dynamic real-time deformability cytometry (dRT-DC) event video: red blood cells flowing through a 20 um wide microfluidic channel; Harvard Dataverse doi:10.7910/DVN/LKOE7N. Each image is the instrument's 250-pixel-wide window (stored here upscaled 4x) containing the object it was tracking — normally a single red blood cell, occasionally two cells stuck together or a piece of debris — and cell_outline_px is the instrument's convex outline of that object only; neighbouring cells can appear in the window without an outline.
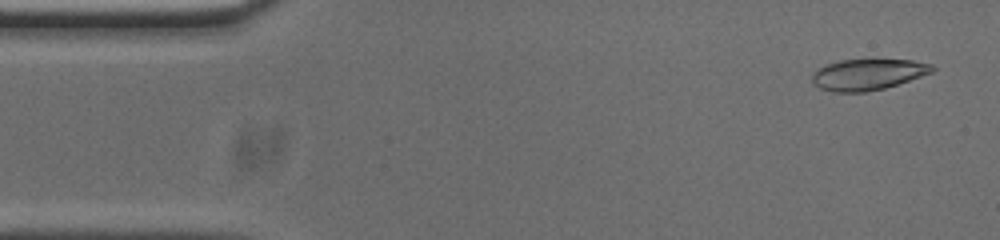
{"species": "common noctule bat (a hibernating species)", "species_latin": "Nyctalus noctula", "temperature_condition": "cold", "stored_images_in_passage": 52, "camera_frame_rate_fps": 3000, "um_per_image_px": 0.085, "animal": {"sex": "male", "body_mass_g": 20.0, "forearm_length_mm": 53.3}, "frame": {"image": 1, "passage_image": 2, "time_ms": 0.333, "image_size_px": [1000, 240], "cell_outline_px": [[936, 68], [932, 72], [884, 88], [864, 92], [832, 92], [820, 88], [812, 84], [812, 72], [816, 68], [840, 60], [912, 60], [932, 64]], "centroid_in_image_um": [73.71, 6.33], "position_along_channel_um": 11.3, "area_um2": 21.62}}
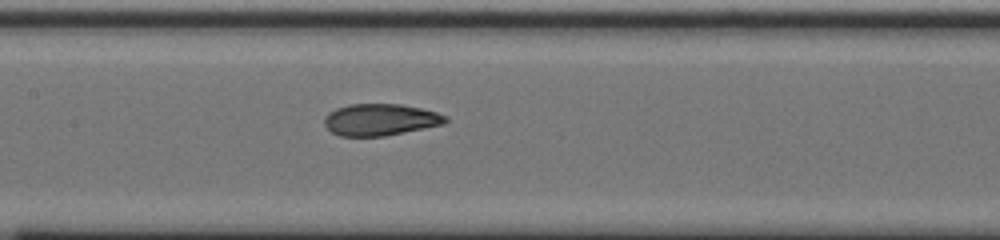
{"frame": {"image": 2, "passage_image": 23, "time_ms": 7.333, "image_size_px": [1000, 240], "cell_outline_px": [[448, 120], [444, 124], [384, 136], [340, 136], [332, 132], [324, 124], [324, 116], [328, 112], [336, 108], [348, 104], [400, 104], [420, 108], [436, 112], [448, 116]], "centroid_in_image_um": [32.31, 10.17], "position_along_channel_um": 175.1, "area_um2": 22.43}}
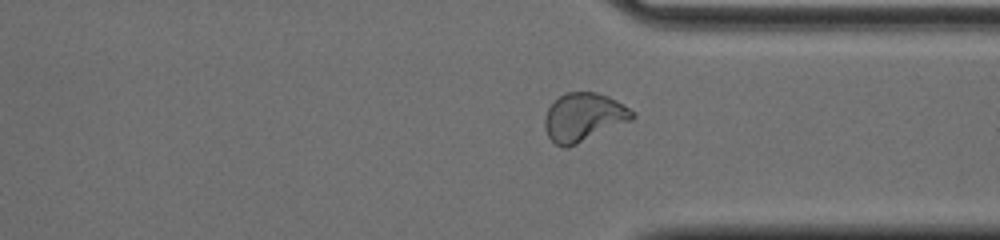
{"frame": {"image": 3, "passage_image": 38, "time_ms": 12.333, "image_size_px": [1000, 240], "cell_outline_px": [[636, 116], [632, 120], [568, 148], [564, 148], [556, 144], [548, 136], [544, 128], [544, 120], [548, 108], [560, 96], [568, 92], [596, 92], [608, 96], [616, 100], [636, 112]], "centroid_in_image_um": [49.62, 9.97], "position_along_channel_um": 361.8, "area_um2": 24.68}, "authors_computed_cell_mechanics": {"area_um2": 22.9755, "velocity_mm_per_s": 3.7596, "shape_relaxation_time_tau1_ms": 9.6215, "shape_relaxation_time_tau2_ms": 1.3866, "deformation_change_tau1": 0.2655, "deformation_change_tau2": 0.0703}}